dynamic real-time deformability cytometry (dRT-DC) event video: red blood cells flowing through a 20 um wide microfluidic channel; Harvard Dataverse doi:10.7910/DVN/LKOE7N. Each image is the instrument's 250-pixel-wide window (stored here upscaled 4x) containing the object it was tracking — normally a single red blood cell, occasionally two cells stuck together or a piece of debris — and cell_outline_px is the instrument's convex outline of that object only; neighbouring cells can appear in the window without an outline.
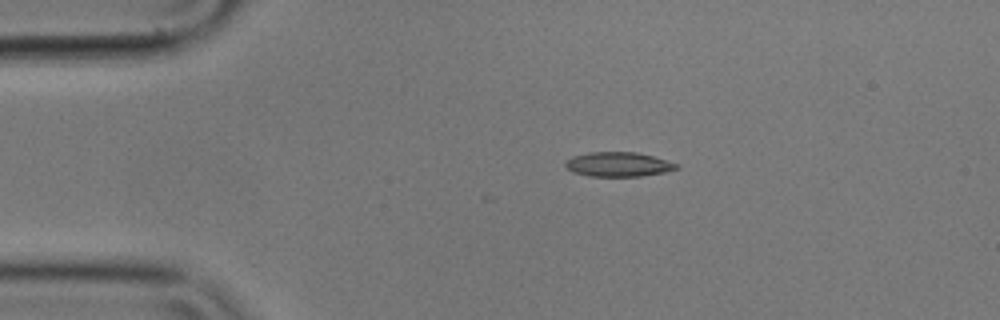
{"species": "common noctule bat (a hibernating species)", "species_latin": "Nyctalus noctula", "temperature_condition": "cold", "stored_images_in_passage": 9, "camera_frame_rate_fps": 3000, "um_per_image_px": 0.085, "animal": {"sex": "male", "body_mass_g": 17.9}, "frame": {"image": 1, "passage_image": 3, "time_ms": 0.667, "image_size_px": [1000, 320], "cell_outline_px": [[680, 168], [664, 172], [640, 176], [588, 176], [572, 172], [564, 164], [572, 156], [588, 152], [636, 152], [652, 156], [680, 164]], "centroid_in_image_um": [52.57, 13.97], "position_along_channel_um": 32.4, "area_um2": 15.84}}
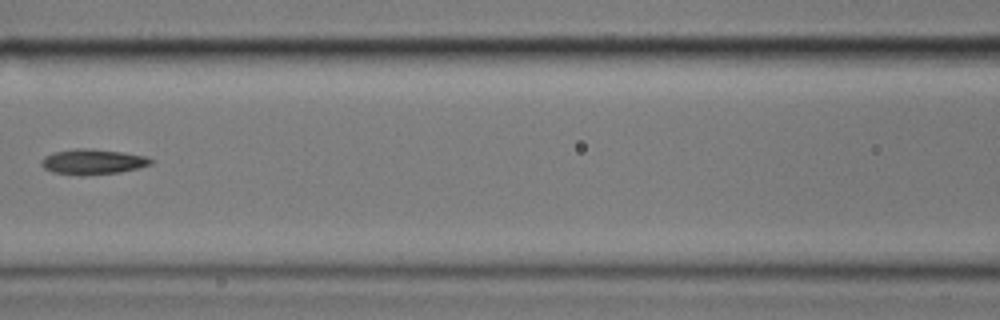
{"frame": {"image": 2, "passage_image": 7, "time_ms": 2.0, "image_size_px": [1000, 320], "cell_outline_px": [[152, 164], [140, 168], [120, 172], [52, 172], [44, 168], [40, 164], [40, 160], [44, 156], [56, 152], [76, 148], [88, 148], [120, 152], [144, 156], [152, 160]], "centroid_in_image_um": [7.89, 13.7], "position_along_channel_um": 158.7, "area_um2": 15.14}}
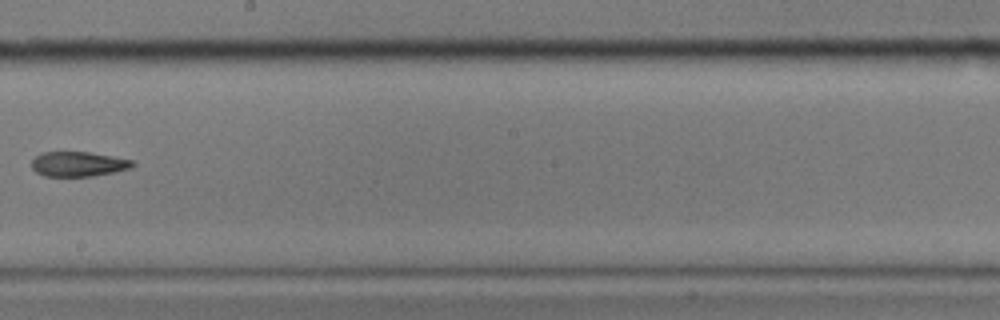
{"frame": {"image": 3, "passage_image": 9, "time_ms": 2.667, "image_size_px": [1000, 320], "cell_outline_px": [[136, 164], [128, 168], [112, 172], [92, 176], [44, 176], [36, 172], [32, 168], [32, 160], [40, 152], [88, 152], [136, 160]], "centroid_in_image_um": [6.65, 13.93], "position_along_channel_um": 241.6, "area_um2": 14.57}}